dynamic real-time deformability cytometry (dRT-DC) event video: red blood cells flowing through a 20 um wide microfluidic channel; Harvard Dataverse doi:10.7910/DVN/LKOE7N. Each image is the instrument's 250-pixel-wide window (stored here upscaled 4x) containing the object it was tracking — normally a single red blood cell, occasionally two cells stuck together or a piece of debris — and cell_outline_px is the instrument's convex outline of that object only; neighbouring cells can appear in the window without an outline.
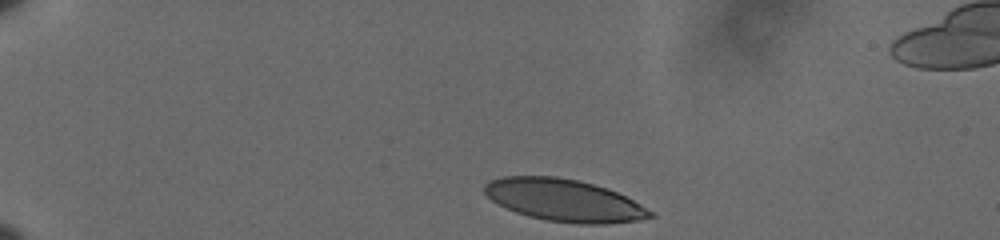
{"species": "human", "species_latin": "Homo sapiens", "temperature_condition": "cold", "stored_images_in_passage": 40, "camera_frame_rate_fps": 3000, "um_per_image_px": 0.085, "donor": {"sex": "male"}, "frame": {"image": 1, "passage_image": 1, "time_ms": 0.0, "image_size_px": [1000, 240], "cell_outline_px": [[656, 216], [640, 220], [604, 224], [576, 224], [544, 220], [528, 216], [516, 212], [492, 200], [484, 192], [484, 184], [488, 180], [504, 176], [556, 176], [580, 180], [608, 188], [656, 212]], "centroid_in_image_um": [47.98, 17.02], "position_along_channel_um": 37.0, "area_um2": 40.98}}
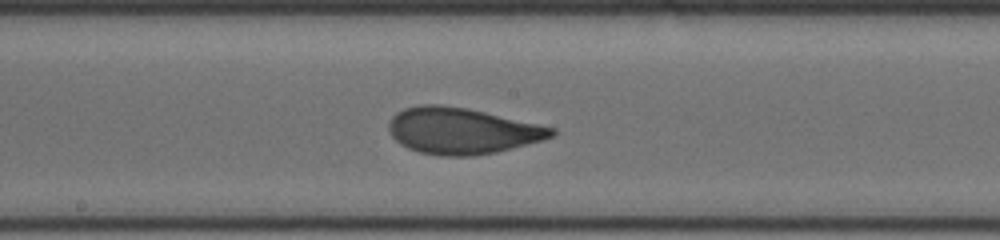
{"frame": {"image": 2, "passage_image": 22, "time_ms": 7.0, "image_size_px": [1000, 240], "cell_outline_px": [[556, 132], [552, 136], [540, 140], [496, 152], [472, 156], [440, 156], [420, 152], [408, 148], [400, 144], [392, 136], [388, 128], [388, 124], [392, 116], [396, 112], [404, 108], [424, 104], [440, 104], [464, 108], [484, 112], [556, 128]], "centroid_in_image_um": [39.21, 11.12], "position_along_channel_um": 209.0, "area_um2": 43.47}}
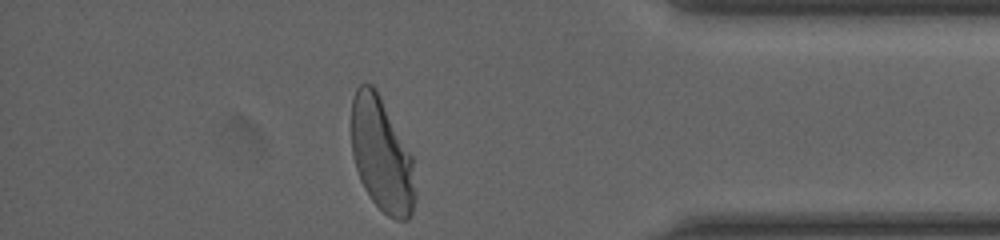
{"frame": {"image": 3, "passage_image": 40, "time_ms": 13.0, "image_size_px": [1000, 240], "cell_outline_px": [[416, 196], [412, 212], [408, 220], [396, 220], [388, 216], [372, 200], [364, 188], [360, 180], [356, 168], [352, 152], [352, 96], [356, 88], [360, 84], [372, 84], [376, 88], [412, 156], [416, 192]], "centroid_in_image_um": [32.45, 13.18], "position_along_channel_um": 402.8, "area_um2": 42.37}, "authors_computed_cell_mechanics": {"area_um2": 42.7142, "velocity_mm_per_s": 3.5878, "shape_relaxation_time_tau1_ms": 3.9316, "shape_relaxation_time_tau2_ms": null, "deformation_change_tau1": 0.1594, "deformation_change_tau2": null}}